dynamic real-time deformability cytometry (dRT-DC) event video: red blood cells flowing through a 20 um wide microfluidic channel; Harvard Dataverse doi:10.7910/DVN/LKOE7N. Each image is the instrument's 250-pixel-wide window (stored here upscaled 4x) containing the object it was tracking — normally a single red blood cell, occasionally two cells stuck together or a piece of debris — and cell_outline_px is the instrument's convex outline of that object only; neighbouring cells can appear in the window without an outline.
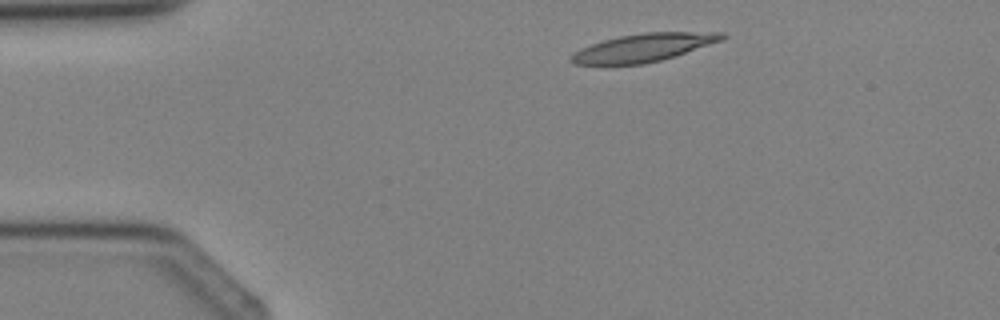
{"species": "Egyptian fruit bat (a non-hibernating species)", "species_latin": "Rousettus aegyptiacus", "temperature_condition": "cold", "stored_images_in_passage": 1, "camera_frame_rate_fps": 3000, "um_per_image_px": 0.085, "animal": {"sex": "female"}, "frame": {"image": 1, "passage_image": 1, "time_ms": 0.0, "image_size_px": [1000, 320], "cell_outline_px": [[728, 36], [724, 40], [660, 60], [644, 64], [576, 64], [568, 60], [580, 48], [604, 40], [620, 36], [644, 32], [724, 32]], "centroid_in_image_um": [54.74, 4.03], "position_along_channel_um": 30.3, "area_um2": 24.33}}